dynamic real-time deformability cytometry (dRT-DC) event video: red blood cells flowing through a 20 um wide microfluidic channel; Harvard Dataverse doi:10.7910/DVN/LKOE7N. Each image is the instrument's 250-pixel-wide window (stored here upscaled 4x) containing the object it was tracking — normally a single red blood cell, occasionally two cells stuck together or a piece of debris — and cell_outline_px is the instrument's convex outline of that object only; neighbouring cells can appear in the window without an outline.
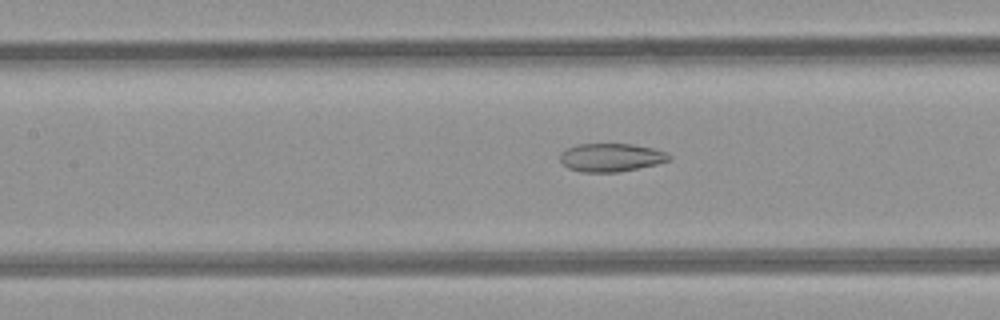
{"species": "common noctule bat (a hibernating species)", "species_latin": "Nyctalus noctula", "temperature_condition": "room temperature", "stored_images_in_passage": 9, "segment_of_instrument_passage": [2, 2], "camera_frame_rate_fps": 3000, "um_per_image_px": 0.085, "animal": {"sex": "female", "body_mass_g": 21.9}, "frame": {"image": 1, "passage_image": 9, "time_ms": 10.0, "image_size_px": [1000, 320], "cell_outline_px": [[672, 160], [656, 164], [620, 172], [580, 172], [568, 168], [560, 160], [560, 152], [576, 144], [632, 144], [652, 148], [664, 152], [672, 156]], "centroid_in_image_um": [51.93, 13.39], "position_along_channel_um": 155.5, "area_um2": 17.98}}